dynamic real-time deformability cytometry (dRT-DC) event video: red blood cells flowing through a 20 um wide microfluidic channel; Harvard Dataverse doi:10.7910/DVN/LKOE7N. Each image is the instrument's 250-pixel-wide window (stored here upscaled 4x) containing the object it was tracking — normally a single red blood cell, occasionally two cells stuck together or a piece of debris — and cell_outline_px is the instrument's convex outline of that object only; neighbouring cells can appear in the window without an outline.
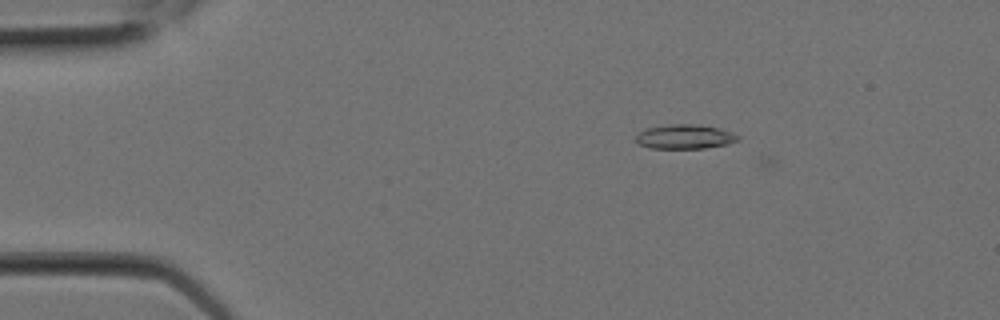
{"species": "Egyptian fruit bat (a non-hibernating species)", "species_latin": "Rousettus aegyptiacus", "temperature_condition": "room temperature", "stored_images_in_passage": 2, "camera_frame_rate_fps": 3000, "um_per_image_px": 0.085, "animal": {"sex": "female"}, "frame": {"image": 1, "passage_image": 1, "time_ms": 0.0, "image_size_px": [1000, 320], "cell_outline_px": [[740, 140], [728, 144], [704, 148], [652, 148], [640, 144], [636, 140], [636, 136], [640, 132], [648, 128], [672, 124], [700, 124], [720, 128], [732, 132], [740, 136]], "centroid_in_image_um": [58.28, 11.61], "position_along_channel_um": 26.7, "area_um2": 14.45}}